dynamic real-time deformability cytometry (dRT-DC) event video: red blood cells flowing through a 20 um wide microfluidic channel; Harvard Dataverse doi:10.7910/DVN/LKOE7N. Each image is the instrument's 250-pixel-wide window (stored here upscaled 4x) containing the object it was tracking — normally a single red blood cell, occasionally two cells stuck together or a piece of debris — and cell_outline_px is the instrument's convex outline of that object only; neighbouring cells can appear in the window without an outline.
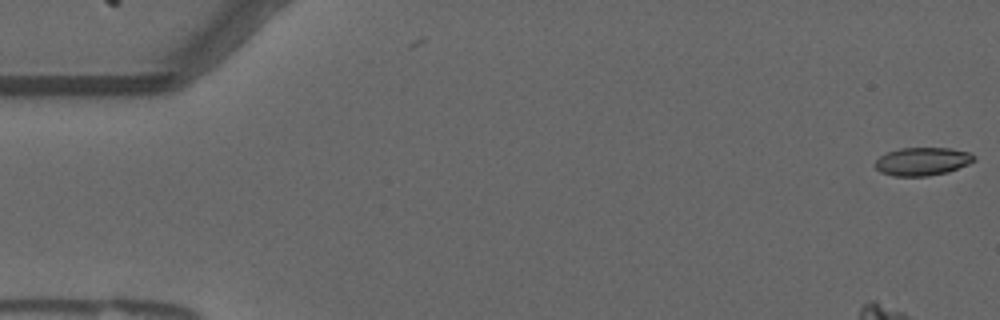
{"species": "common noctule bat (a hibernating species)", "species_latin": "Nyctalus noctula", "temperature_condition": "warm", "stored_images_in_passage": 2, "camera_frame_rate_fps": 3000, "um_per_image_px": 0.085, "animal": {"sex": "male", "forearm_length_mm": 52.5}, "frame": {"image": 1, "passage_image": 2, "time_ms": 0.333, "image_size_px": [1000, 320], "cell_outline_px": [[976, 160], [968, 164], [948, 172], [928, 176], [892, 176], [880, 172], [872, 164], [880, 156], [888, 152], [900, 148], [952, 148], [968, 152], [976, 156]], "centroid_in_image_um": [78.39, 13.72], "position_along_channel_um": 6.6, "area_um2": 16.36}}